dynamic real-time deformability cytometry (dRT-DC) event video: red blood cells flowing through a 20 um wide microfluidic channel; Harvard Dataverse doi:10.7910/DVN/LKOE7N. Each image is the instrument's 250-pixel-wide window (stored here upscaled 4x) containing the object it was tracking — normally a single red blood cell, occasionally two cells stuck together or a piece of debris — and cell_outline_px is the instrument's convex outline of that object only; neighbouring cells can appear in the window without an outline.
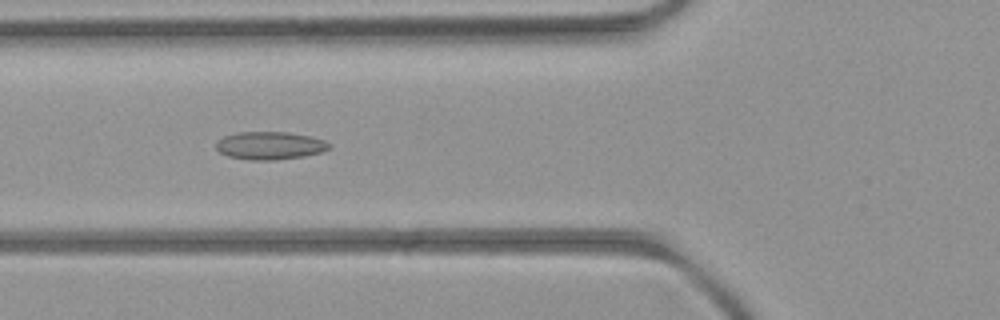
{"species": "common noctule bat (a hibernating species)", "species_latin": "Nyctalus noctula", "temperature_condition": "room temperature", "stored_images_in_passage": 10, "camera_frame_rate_fps": 3000, "um_per_image_px": 0.085, "animal": {"sex": "female", "body_mass_g": 21.9}, "frame": {"image": 1, "passage_image": 7, "time_ms": 2.0, "image_size_px": [1000, 320], "cell_outline_px": [[332, 144], [328, 148], [320, 152], [304, 156], [276, 160], [248, 160], [228, 156], [220, 152], [216, 148], [216, 140], [224, 136], [236, 132], [288, 132], [312, 136], [324, 140]], "centroid_in_image_um": [22.92, 12.37], "position_along_channel_um": 102.9, "area_um2": 18.5}}